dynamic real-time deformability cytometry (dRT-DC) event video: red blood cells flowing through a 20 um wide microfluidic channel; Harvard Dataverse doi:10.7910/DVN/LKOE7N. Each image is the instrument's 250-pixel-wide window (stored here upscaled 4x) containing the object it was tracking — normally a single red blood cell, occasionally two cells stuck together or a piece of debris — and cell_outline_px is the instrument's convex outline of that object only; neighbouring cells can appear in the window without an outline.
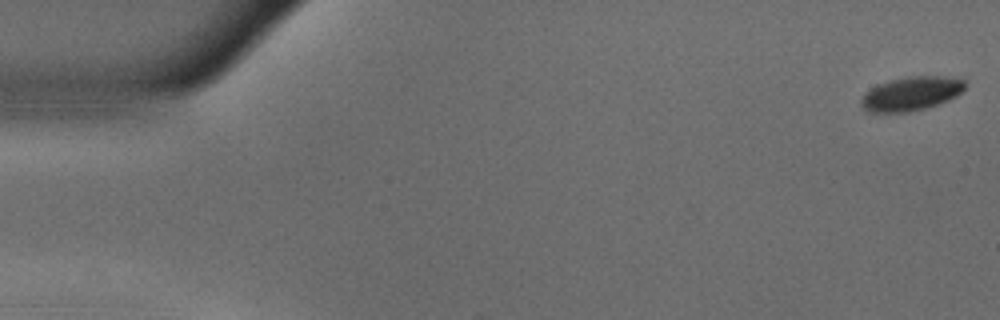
{"species": "common noctule bat (a hibernating species)", "species_latin": "Nyctalus noctula", "temperature_condition": "warm", "stored_images_in_passage": 56, "camera_frame_rate_fps": 3000, "um_per_image_px": 0.085, "animal": {"sex": "male", "body_mass_g": 18.8}, "frame": {"image": 1, "passage_image": 1, "time_ms": 0.0, "image_size_px": [1000, 320], "cell_outline_px": [[968, 84], [956, 96], [948, 100], [928, 108], [908, 112], [868, 112], [860, 104], [860, 100], [872, 88], [888, 80], [908, 76], [944, 76], [964, 80]], "centroid_in_image_um": [77.48, 7.96], "position_along_channel_um": 7.5, "area_um2": 20.46}}
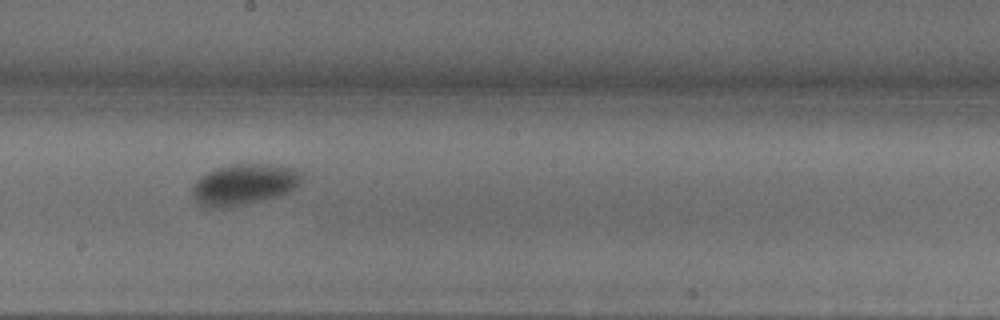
{"frame": {"image": 2, "passage_image": 31, "time_ms": 10.0, "image_size_px": [1000, 320], "cell_outline_px": [[304, 176], [288, 192], [264, 200], [228, 208], [204, 208], [192, 196], [192, 188], [196, 180], [200, 176], [216, 168], [232, 164], [268, 164], [296, 168]], "centroid_in_image_um": [20.7, 15.69], "position_along_channel_um": 227.5, "area_um2": 26.18}}
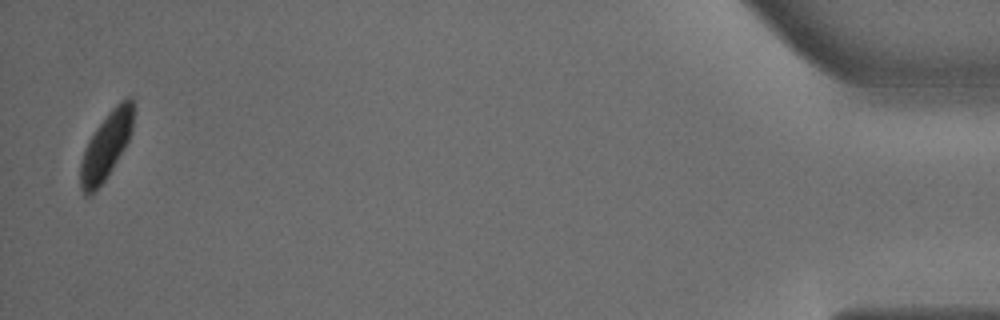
{"frame": {"image": 3, "passage_image": 55, "time_ms": 18.0, "image_size_px": [1000, 320], "cell_outline_px": [[132, 132], [124, 148], [112, 168], [104, 180], [92, 196], [84, 196], [80, 188], [80, 164], [84, 148], [88, 140], [96, 128], [112, 108], [124, 96], [132, 96]], "centroid_in_image_um": [8.99, 12.42], "position_along_channel_um": 426.2, "area_um2": 20.58}, "authors_computed_cell_mechanics": {"area_um2": 24.1315, "velocity_mm_per_s": 3.5938, "shape_relaxation_time_tau1_ms": 4.3453, "shape_relaxation_time_tau2_ms": null, "deformation_change_tau1": 0.108, "deformation_change_tau2": null}}